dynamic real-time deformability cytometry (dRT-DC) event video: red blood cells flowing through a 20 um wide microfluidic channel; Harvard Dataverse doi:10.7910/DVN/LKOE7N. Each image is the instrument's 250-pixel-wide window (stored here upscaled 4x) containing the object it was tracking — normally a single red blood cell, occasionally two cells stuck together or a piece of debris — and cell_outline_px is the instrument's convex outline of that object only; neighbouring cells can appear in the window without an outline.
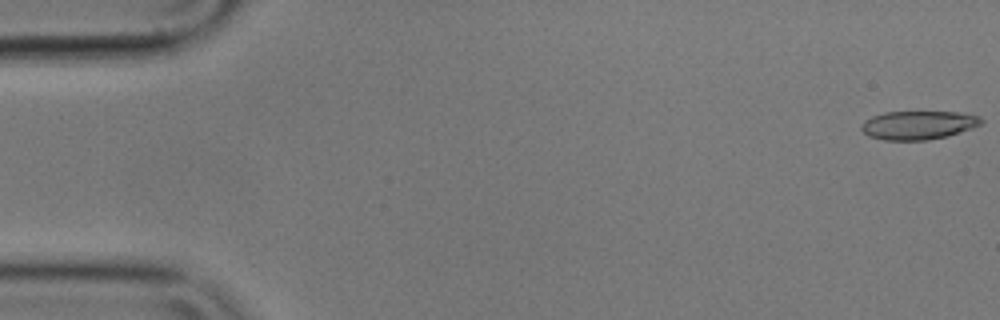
{"species": "common noctule bat (a hibernating species)", "species_latin": "Nyctalus noctula", "temperature_condition": "cold", "stored_images_in_passage": 11, "camera_frame_rate_fps": 3000, "um_per_image_px": 0.085, "animal": {"sex": "male", "body_mass_g": 17.9}, "frame": {"image": 1, "passage_image": 1, "time_ms": 0.0, "image_size_px": [1000, 320], "cell_outline_px": [[984, 120], [980, 124], [972, 128], [948, 136], [928, 140], [884, 140], [868, 136], [860, 128], [860, 124], [864, 120], [872, 116], [884, 112], [960, 112], [980, 116]], "centroid_in_image_um": [78.04, 10.63], "position_along_channel_um": 7.0, "area_um2": 20.11}}